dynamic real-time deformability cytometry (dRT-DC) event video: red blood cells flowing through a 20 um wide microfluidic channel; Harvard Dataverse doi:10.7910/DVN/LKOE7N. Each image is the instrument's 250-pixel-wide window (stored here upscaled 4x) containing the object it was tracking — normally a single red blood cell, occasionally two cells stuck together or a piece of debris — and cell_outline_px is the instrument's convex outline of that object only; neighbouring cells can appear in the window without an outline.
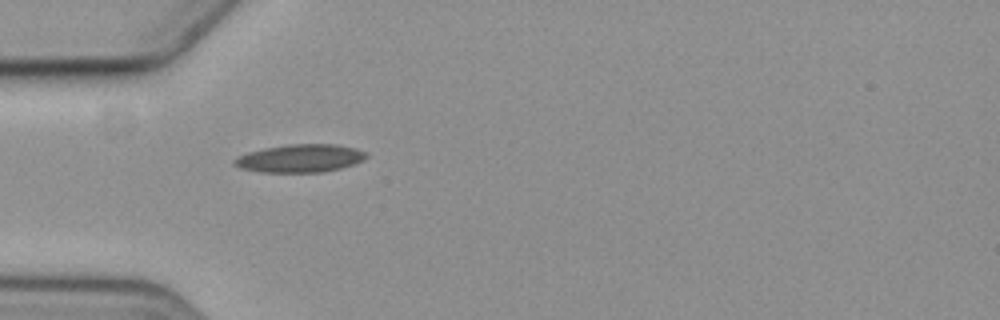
{"species": "common noctule bat (a hibernating species)", "species_latin": "Nyctalus noctula", "temperature_condition": "cold", "stored_images_in_passage": 3, "camera_frame_rate_fps": 3000, "um_per_image_px": 0.085, "animal": {"sex": "female", "body_mass_g": 19.3, "forearm_length_mm": 54.1}, "frame": {"image": 1, "passage_image": 2, "time_ms": 1.333, "image_size_px": [1000, 320], "cell_outline_px": [[368, 156], [364, 160], [340, 168], [320, 172], [260, 172], [240, 168], [232, 164], [232, 160], [236, 156], [248, 152], [264, 148], [288, 144], [336, 144], [356, 148], [364, 152]], "centroid_in_image_um": [25.46, 13.45], "position_along_channel_um": 59.5, "area_um2": 21.56}}
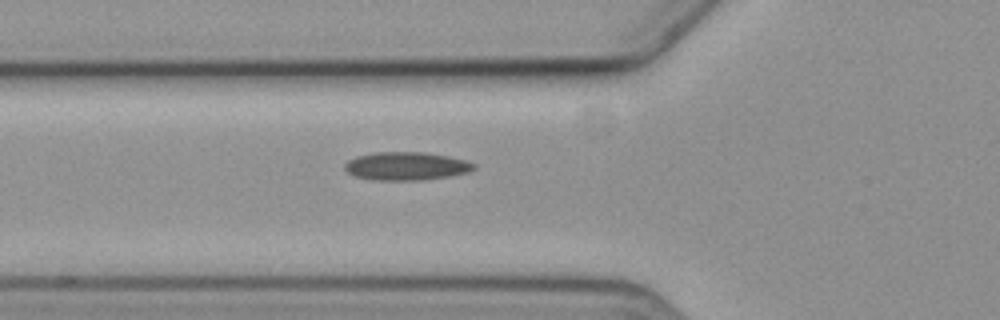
{"frame": {"image": 2, "passage_image": 3, "time_ms": 2.333, "image_size_px": [1000, 320], "cell_outline_px": [[476, 168], [468, 172], [448, 176], [424, 180], [372, 180], [356, 176], [348, 172], [344, 168], [344, 164], [348, 160], [356, 156], [376, 152], [424, 152], [448, 156], [468, 160], [476, 164]], "centroid_in_image_um": [34.55, 14.11], "position_along_channel_um": 91.3, "area_um2": 21.33}}